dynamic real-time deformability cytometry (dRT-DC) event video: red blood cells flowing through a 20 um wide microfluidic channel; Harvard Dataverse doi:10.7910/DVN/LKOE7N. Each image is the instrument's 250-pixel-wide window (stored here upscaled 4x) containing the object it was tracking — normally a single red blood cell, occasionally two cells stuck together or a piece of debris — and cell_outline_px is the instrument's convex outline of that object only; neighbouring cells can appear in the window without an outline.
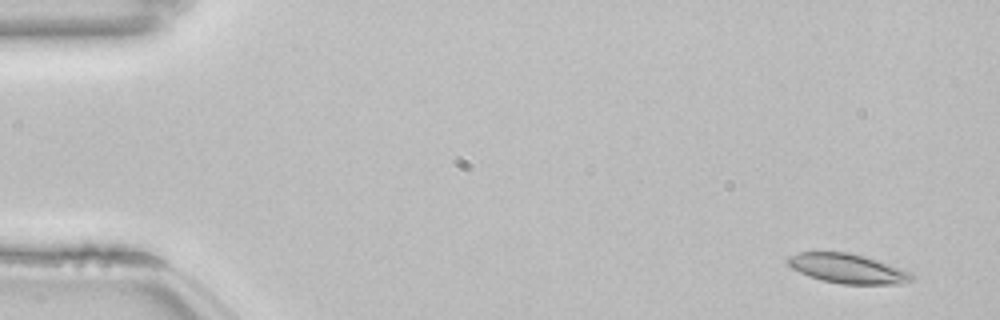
{"species": "common noctule bat (a hibernating species)", "species_latin": "Nyctalus noctula", "temperature_condition": "room temperature", "stored_images_in_passage": 54, "camera_frame_rate_fps": 3000, "um_per_image_px": 0.085, "animal": {"sex": "female", "body_mass_g": 22.7, "forearm_length_mm": 54.2}, "frame": {"image": 1, "passage_image": 3, "time_ms": 0.667, "image_size_px": [1000, 320], "cell_outline_px": [[916, 280], [904, 284], [844, 284], [824, 280], [808, 276], [792, 268], [784, 260], [788, 256], [796, 252], [848, 252], [864, 256], [912, 272], [916, 276]], "centroid_in_image_um": [72.08, 22.83], "position_along_channel_um": 12.9, "area_um2": 21.5}}
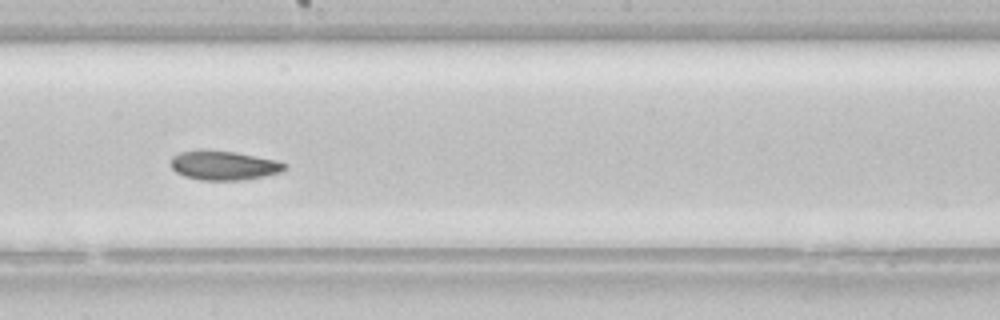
{"frame": {"image": 2, "passage_image": 30, "time_ms": 9.667, "image_size_px": [1000, 320], "cell_outline_px": [[288, 168], [284, 172], [264, 176], [240, 180], [200, 180], [184, 176], [176, 172], [168, 164], [172, 156], [180, 152], [236, 152], [280, 160], [288, 164]], "centroid_in_image_um": [19.1, 14.09], "position_along_channel_um": 229.1, "area_um2": 19.31}}
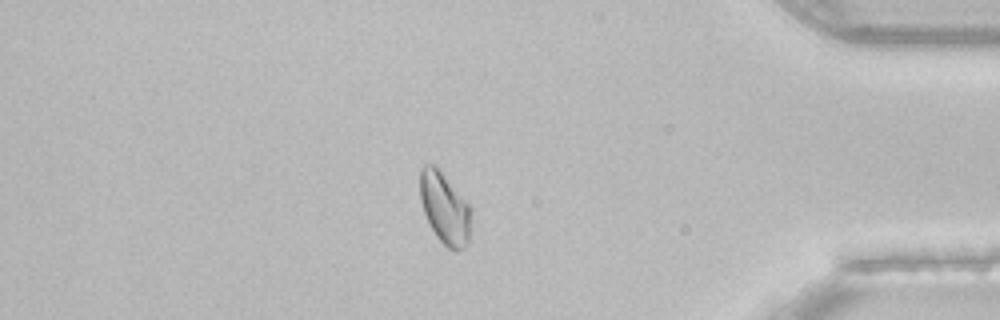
{"frame": {"image": 3, "passage_image": 46, "time_ms": 15.0, "image_size_px": [1000, 320], "cell_outline_px": [[472, 212], [468, 244], [464, 248], [456, 252], [448, 248], [436, 236], [424, 212], [420, 200], [420, 168], [424, 164], [436, 164], [472, 208]], "centroid_in_image_um": [37.82, 17.68], "position_along_channel_um": 397.4, "area_um2": 21.56}}